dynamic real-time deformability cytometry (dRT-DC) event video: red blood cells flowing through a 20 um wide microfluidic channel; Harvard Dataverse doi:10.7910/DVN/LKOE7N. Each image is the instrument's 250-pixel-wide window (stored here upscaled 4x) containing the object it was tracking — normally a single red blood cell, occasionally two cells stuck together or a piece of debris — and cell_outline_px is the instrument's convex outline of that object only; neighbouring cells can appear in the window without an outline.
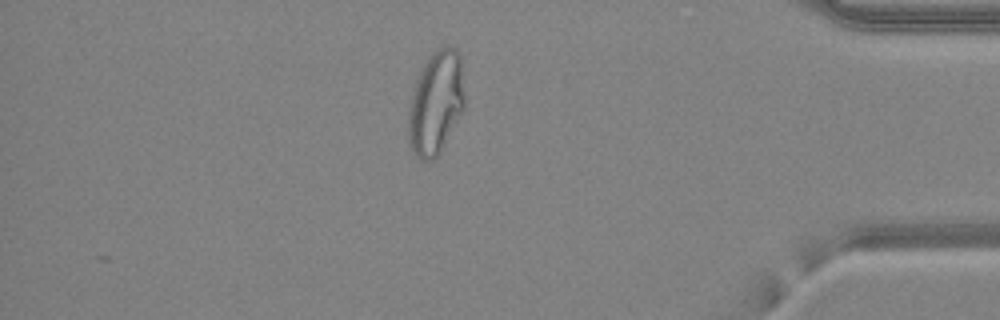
{"species": "common noctule bat (a hibernating species)", "species_latin": "Nyctalus noctula", "temperature_condition": "warm", "stored_images_in_passage": 48, "camera_frame_rate_fps": 3000, "um_per_image_px": 0.085, "animal": {"sex": "female", "body_mass_g": 24.6, "forearm_length_mm": 56.2}, "frame": {"image": 1, "passage_image": 41, "time_ms": 13.333, "image_size_px": [1000, 320], "cell_outline_px": [[464, 108], [440, 152], [432, 160], [420, 160], [412, 152], [408, 140], [408, 112], [412, 92], [416, 80], [428, 56], [436, 48], [448, 44], [456, 48], [460, 56], [464, 96]], "centroid_in_image_um": [37.03, 8.72], "position_along_channel_um": 398.2, "area_um2": 33.99}}